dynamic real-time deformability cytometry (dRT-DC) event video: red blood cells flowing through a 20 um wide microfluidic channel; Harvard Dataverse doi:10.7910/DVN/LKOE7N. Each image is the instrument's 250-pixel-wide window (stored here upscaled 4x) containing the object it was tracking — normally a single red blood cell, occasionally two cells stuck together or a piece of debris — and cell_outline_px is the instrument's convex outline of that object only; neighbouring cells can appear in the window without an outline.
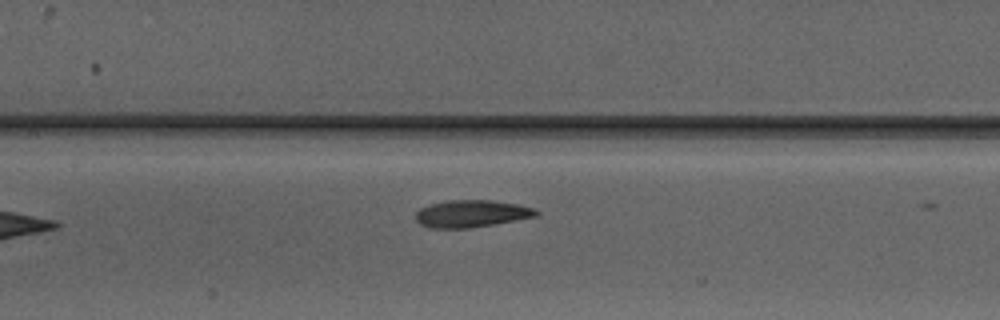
{"species": "Egyptian fruit bat (a non-hibernating species)", "species_latin": "Rousettus aegyptiacus", "temperature_condition": "warm", "stored_images_in_passage": 9, "segment_of_instrument_passage": [1, 2], "camera_frame_rate_fps": 3000, "um_per_image_px": 0.085, "animal": {"sex": "male"}, "frame": {"image": 1, "passage_image": 8, "time_ms": 9.333, "image_size_px": [1000, 320], "cell_outline_px": [[540, 212], [536, 216], [472, 228], [428, 228], [420, 224], [416, 220], [416, 212], [420, 208], [432, 204], [448, 200], [488, 200], [516, 204], [532, 208]], "centroid_in_image_um": [40.03, 18.17], "position_along_channel_um": 167.4, "area_um2": 18.9}}